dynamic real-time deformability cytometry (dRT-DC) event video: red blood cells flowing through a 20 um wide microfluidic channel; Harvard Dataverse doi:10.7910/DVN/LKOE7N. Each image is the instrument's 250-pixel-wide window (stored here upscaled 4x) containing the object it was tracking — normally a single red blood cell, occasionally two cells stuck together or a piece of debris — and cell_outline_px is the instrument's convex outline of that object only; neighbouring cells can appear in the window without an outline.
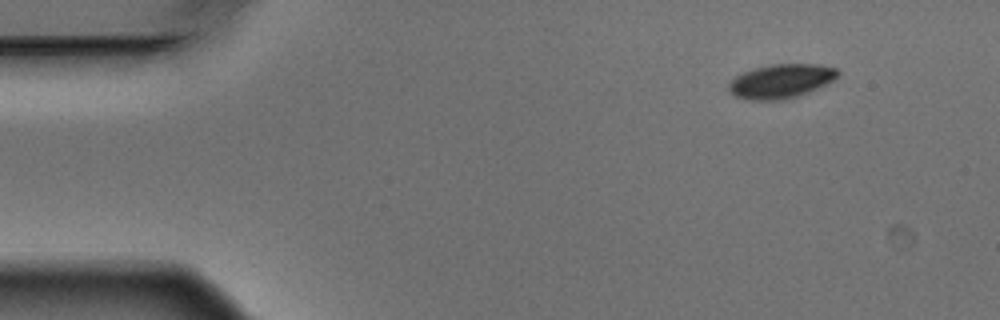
{"species": "Egyptian fruit bat (a non-hibernating species)", "species_latin": "Rousettus aegyptiacus", "temperature_condition": "warm", "stored_images_in_passage": 10, "camera_frame_rate_fps": 3000, "um_per_image_px": 0.085, "animal": {"sex": "male"}, "frame": {"image": 1, "passage_image": 1, "time_ms": 0.0, "image_size_px": [1000, 320], "cell_outline_px": [[840, 72], [832, 80], [808, 92], [788, 100], [748, 100], [736, 96], [728, 88], [728, 84], [736, 76], [744, 72], [756, 68], [772, 64], [820, 64], [836, 68]], "centroid_in_image_um": [66.38, 6.9], "position_along_channel_um": 18.6, "area_um2": 21.44}}
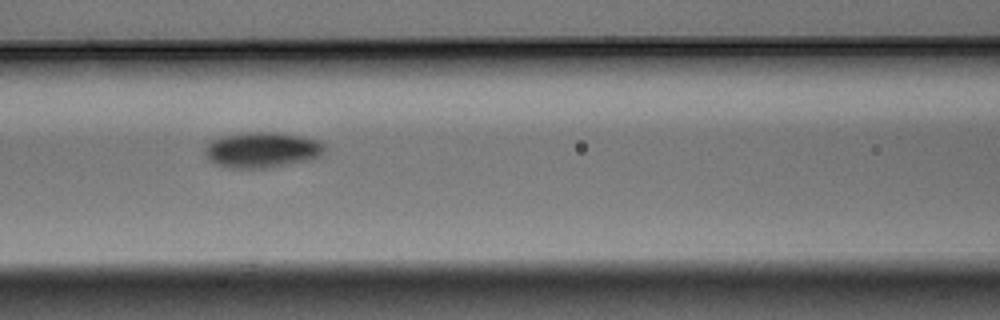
{"frame": {"image": 2, "passage_image": 6, "time_ms": 1.667, "image_size_px": [1000, 320], "cell_outline_px": [[324, 148], [320, 156], [288, 164], [268, 168], [228, 168], [216, 164], [208, 160], [204, 156], [204, 148], [212, 140], [220, 136], [248, 132], [276, 132], [300, 136], [316, 140], [324, 144]], "centroid_in_image_um": [22.19, 12.74], "position_along_channel_um": 144.4, "area_um2": 24.74}}
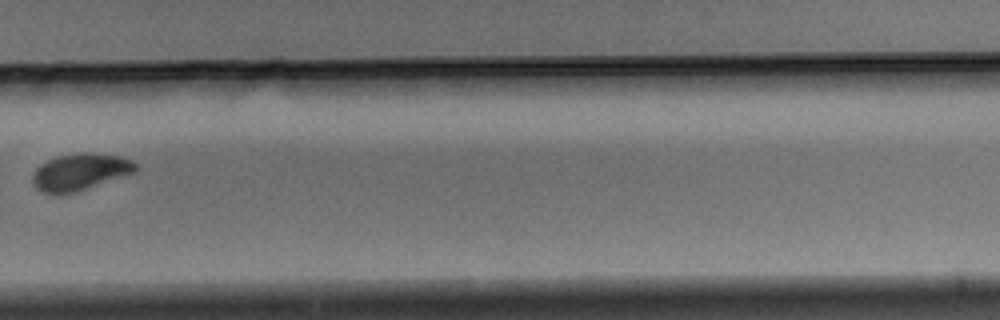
{"frame": {"image": 3, "passage_image": 10, "time_ms": 3.0, "image_size_px": [1000, 320], "cell_outline_px": [[140, 168], [136, 172], [76, 192], [56, 196], [40, 192], [32, 184], [32, 176], [36, 168], [40, 164], [48, 160], [60, 156], [80, 152], [92, 152], [120, 156], [132, 160], [140, 164]], "centroid_in_image_um": [6.82, 14.63], "position_along_channel_um": 323.0, "area_um2": 22.66}}